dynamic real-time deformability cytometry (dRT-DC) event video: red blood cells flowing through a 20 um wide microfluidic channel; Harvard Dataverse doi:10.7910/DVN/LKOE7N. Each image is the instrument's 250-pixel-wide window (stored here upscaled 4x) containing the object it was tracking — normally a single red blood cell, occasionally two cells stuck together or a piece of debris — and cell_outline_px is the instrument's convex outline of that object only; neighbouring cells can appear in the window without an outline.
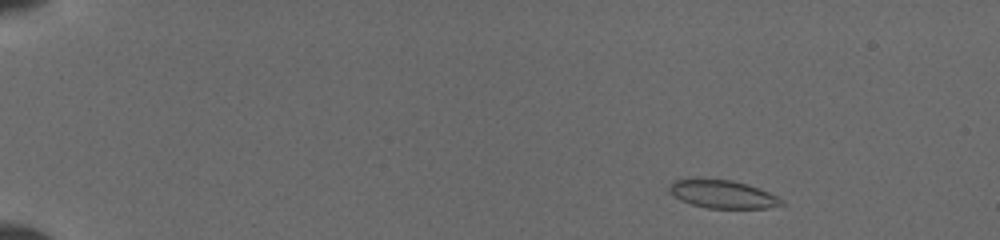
{"species": "common noctule bat (a hibernating species)", "species_latin": "Nyctalus noctula", "temperature_condition": "cold", "stored_images_in_passage": 72, "camera_frame_rate_fps": 3000, "um_per_image_px": 0.085, "animal": {"sex": "female", "body_mass_g": 19.5, "forearm_length_mm": 54.1}, "frame": {"image": 1, "passage_image": 7, "time_ms": 1.0, "image_size_px": [1000, 240], "cell_outline_px": [[784, 204], [768, 208], [708, 208], [692, 204], [680, 200], [668, 192], [668, 188], [676, 180], [732, 180], [768, 192], [784, 200]], "centroid_in_image_um": [61.44, 16.53], "position_along_channel_um": 23.6, "area_um2": 17.8}}
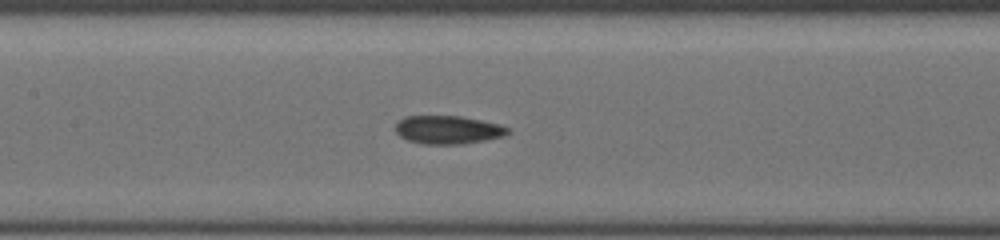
{"frame": {"image": 2, "passage_image": 48, "time_ms": 7.667, "image_size_px": [1000, 240], "cell_outline_px": [[512, 132], [504, 136], [484, 140], [460, 144], [424, 144], [408, 140], [400, 136], [396, 132], [396, 124], [404, 116], [460, 116], [500, 124], [508, 128]], "centroid_in_image_um": [38.09, 11.03], "position_along_channel_um": 169.3, "area_um2": 18.44}}
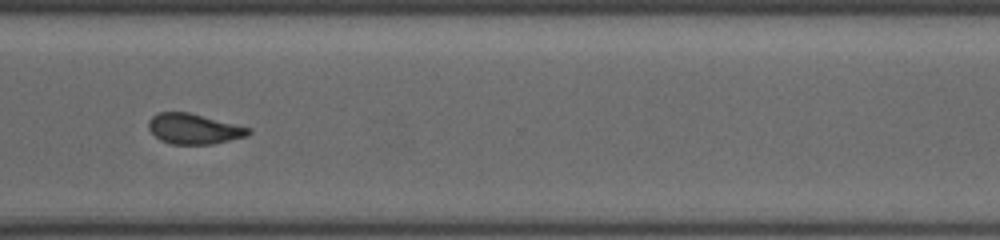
{"frame": {"image": 3, "passage_image": 71, "time_ms": 12.333, "image_size_px": [1000, 240], "cell_outline_px": [[252, 132], [248, 136], [212, 144], [172, 144], [160, 140], [148, 128], [148, 120], [152, 116], [160, 112], [188, 112], [252, 128]], "centroid_in_image_um": [16.5, 10.95], "position_along_channel_um": 354.1, "area_um2": 17.69}}